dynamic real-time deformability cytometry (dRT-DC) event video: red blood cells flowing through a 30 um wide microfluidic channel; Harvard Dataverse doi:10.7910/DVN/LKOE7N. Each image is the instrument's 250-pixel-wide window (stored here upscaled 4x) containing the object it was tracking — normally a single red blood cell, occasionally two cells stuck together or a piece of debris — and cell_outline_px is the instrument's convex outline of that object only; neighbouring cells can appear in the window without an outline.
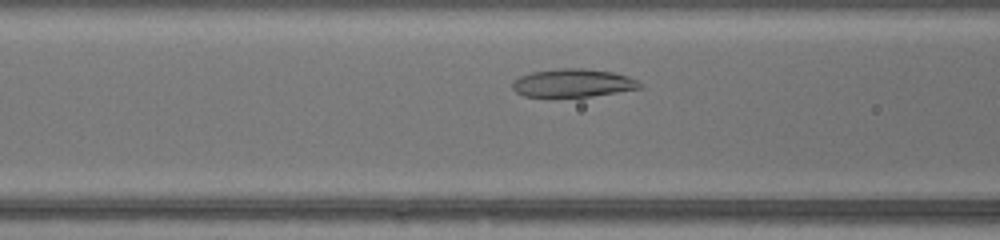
{"species": "common noctule bat (a hibernating species)", "species_latin": "Nyctalus noctula", "temperature_condition": "warm", "stored_images_in_passage": 30, "camera_frame_rate_fps": 3000, "um_per_image_px": 0.085, "animal": {"sex": "female", "body_mass_g": 17.0, "forearm_length_mm": 48.0}, "frame": {"image": 1, "passage_image": 8, "time_ms": 2.333, "image_size_px": [1000, 240], "cell_outline_px": [[644, 84], [640, 88], [592, 96], [524, 96], [516, 92], [512, 88], [512, 84], [520, 76], [532, 72], [560, 68], [584, 68], [612, 72], [628, 76]], "centroid_in_image_um": [48.72, 7.04], "position_along_channel_um": 117.9, "area_um2": 20.63}}
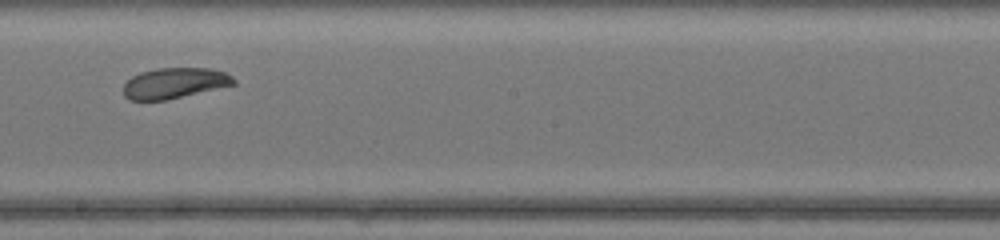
{"frame": {"image": 2, "passage_image": 16, "time_ms": 5.0, "image_size_px": [1000, 240], "cell_outline_px": [[236, 84], [164, 100], [128, 100], [124, 96], [124, 84], [132, 76], [140, 72], [160, 68], [208, 68], [224, 72], [232, 76], [236, 80]], "centroid_in_image_um": [14.82, 7.06], "position_along_channel_um": 233.4, "area_um2": 19.48}}
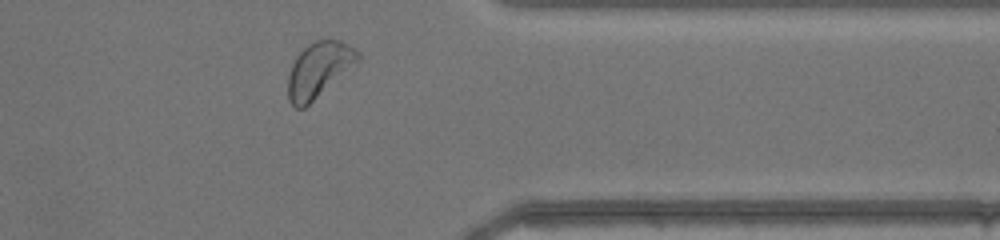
{"frame": {"image": 3, "passage_image": 27, "time_ms": 8.667, "image_size_px": [1000, 240], "cell_outline_px": [[360, 60], [304, 108], [296, 108], [288, 100], [288, 76], [292, 64], [296, 56], [308, 44], [316, 40], [340, 40], [360, 52]], "centroid_in_image_um": [27.09, 5.92], "position_along_channel_um": 384.3, "area_um2": 22.14}, "authors_computed_cell_mechanics": {"area_um2": 21.1259, "velocity_mm_per_s": 4.3439, "shape_relaxation_time_tau1_ms": 2.1604, "shape_relaxation_time_tau2_ms": null, "deformation_change_tau1": 0.0954, "deformation_change_tau2": null}}